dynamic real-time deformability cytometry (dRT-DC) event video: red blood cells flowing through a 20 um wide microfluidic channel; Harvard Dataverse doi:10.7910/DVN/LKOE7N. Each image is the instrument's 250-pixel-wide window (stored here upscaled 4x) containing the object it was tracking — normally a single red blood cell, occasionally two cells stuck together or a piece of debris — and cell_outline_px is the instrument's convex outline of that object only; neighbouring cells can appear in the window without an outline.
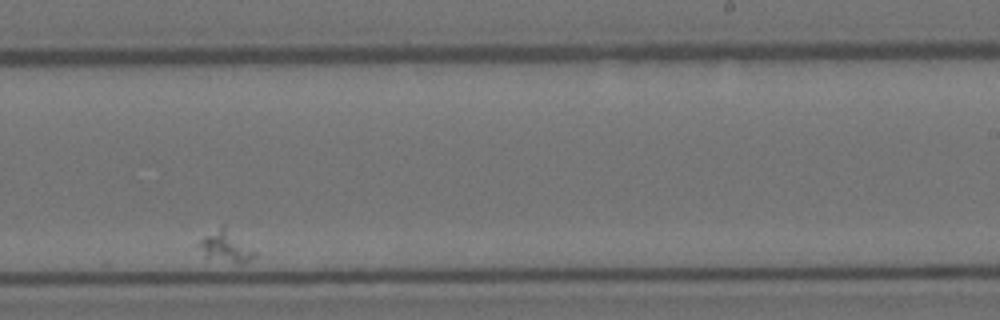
{"species": "Egyptian fruit bat (a non-hibernating species)", "species_latin": "Rousettus aegyptiacus", "temperature_condition": "room temperature", "stored_images_in_passage": 9, "camera_frame_rate_fps": 3000, "um_per_image_px": 0.085, "animal": {"sex": "female"}, "frame": {"image": 1, "passage_image": 8, "time_ms": 2.333, "image_size_px": [1000, 320], "cell_outline_px": [[256, 256], [244, 264], [204, 256], [196, 244], [204, 236], [220, 224], [224, 224], [256, 252]], "centroid_in_image_um": [19.18, 20.91], "position_along_channel_um": 269.8, "area_um2": 10.17}}